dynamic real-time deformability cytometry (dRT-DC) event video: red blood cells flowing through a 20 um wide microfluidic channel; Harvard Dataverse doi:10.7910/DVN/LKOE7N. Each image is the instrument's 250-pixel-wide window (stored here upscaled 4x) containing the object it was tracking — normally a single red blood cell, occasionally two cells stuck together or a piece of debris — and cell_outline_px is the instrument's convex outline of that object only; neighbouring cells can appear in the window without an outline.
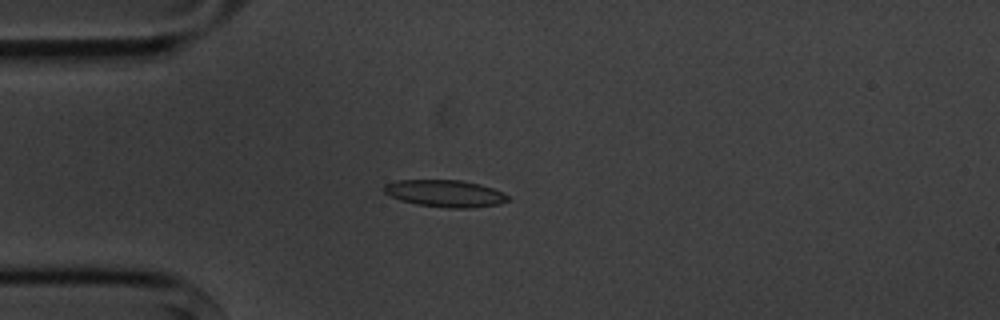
{"species": "common noctule bat (a hibernating species)", "species_latin": "Nyctalus noctula", "temperature_condition": "cold", "stored_images_in_passage": 7, "camera_frame_rate_fps": 3000, "um_per_image_px": 0.085, "animal": {"sex": "male", "body_mass_g": 20.1, "forearm_length_mm": 53.5}, "frame": {"image": 1, "passage_image": 4, "time_ms": 3.667, "image_size_px": [1000, 320], "cell_outline_px": [[508, 200], [500, 204], [464, 208], [448, 208], [416, 204], [400, 200], [384, 192], [384, 184], [396, 180], [460, 180], [480, 184], [504, 192], [508, 196]], "centroid_in_image_um": [37.83, 16.44], "position_along_channel_um": 47.2, "area_um2": 19.42}}
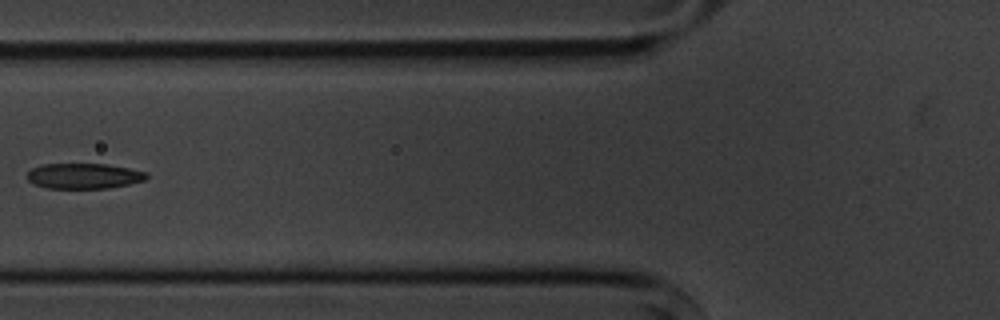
{"frame": {"image": 2, "passage_image": 6, "time_ms": 6.0, "image_size_px": [1000, 320], "cell_outline_px": [[148, 176], [144, 180], [128, 184], [108, 188], [48, 188], [36, 184], [28, 180], [28, 172], [32, 168], [40, 164], [108, 164], [148, 172]], "centroid_in_image_um": [7.14, 14.95], "position_along_channel_um": 118.7, "area_um2": 17.57}}
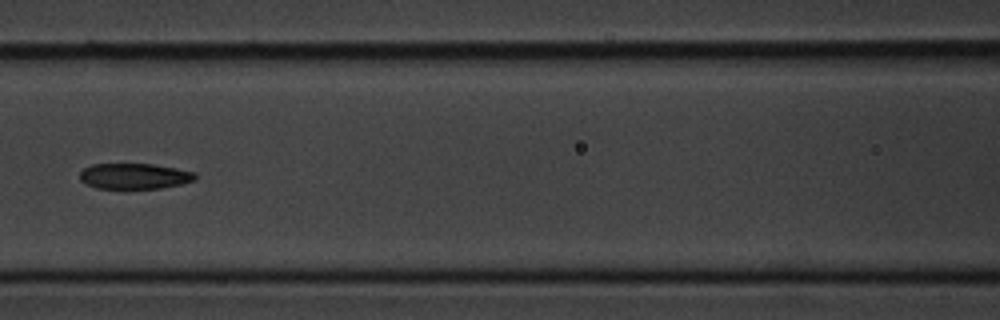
{"frame": {"image": 3, "passage_image": 7, "time_ms": 7.0, "image_size_px": [1000, 320], "cell_outline_px": [[196, 180], [180, 184], [160, 188], [96, 188], [84, 184], [80, 180], [80, 172], [84, 168], [92, 164], [152, 164], [176, 168], [196, 172]], "centroid_in_image_um": [11.41, 14.97], "position_along_channel_um": 155.2, "area_um2": 17.28}}